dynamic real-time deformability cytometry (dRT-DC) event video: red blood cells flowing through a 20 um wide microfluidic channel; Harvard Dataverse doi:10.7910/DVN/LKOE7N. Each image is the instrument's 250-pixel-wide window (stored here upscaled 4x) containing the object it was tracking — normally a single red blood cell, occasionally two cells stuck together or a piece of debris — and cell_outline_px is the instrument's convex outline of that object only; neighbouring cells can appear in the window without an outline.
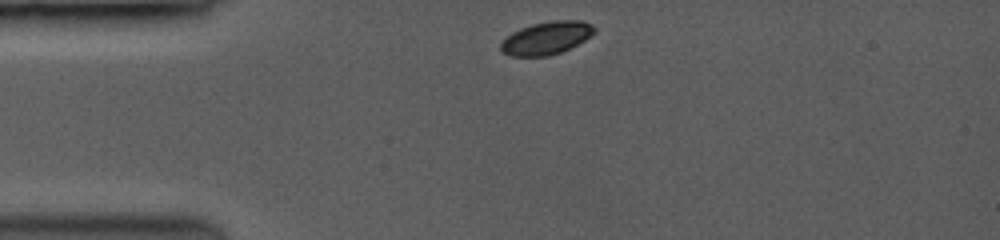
{"species": "common noctule bat (a hibernating species)", "species_latin": "Nyctalus noctula", "temperature_condition": "room temperature", "stored_images_in_passage": 30, "camera_frame_rate_fps": 3500, "um_per_image_px": 0.085, "animal": {"sex": "female", "body_mass_g": 19.0, "forearm_length_mm": 53.3}, "frame": {"image": 1, "passage_image": 1, "time_ms": 0.0, "image_size_px": [1000, 240], "cell_outline_px": [[596, 32], [584, 40], [560, 52], [544, 56], [512, 56], [504, 52], [500, 48], [500, 44], [512, 32], [520, 28], [532, 24], [552, 20], [580, 20], [596, 28]], "centroid_in_image_um": [46.44, 3.22], "position_along_channel_um": 38.6, "area_um2": 17.57}}
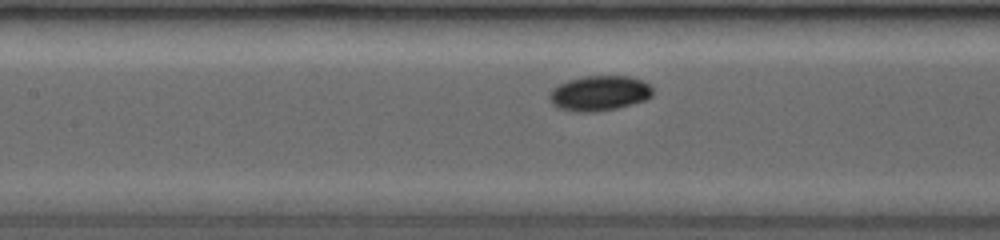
{"frame": {"image": 2, "passage_image": 16, "time_ms": 3.714, "image_size_px": [1000, 240], "cell_outline_px": [[652, 96], [644, 100], [612, 108], [588, 112], [560, 108], [552, 100], [552, 88], [568, 80], [584, 76], [628, 76], [644, 80], [652, 88]], "centroid_in_image_um": [51.0, 7.88], "position_along_channel_um": 156.4, "area_um2": 20.29}}
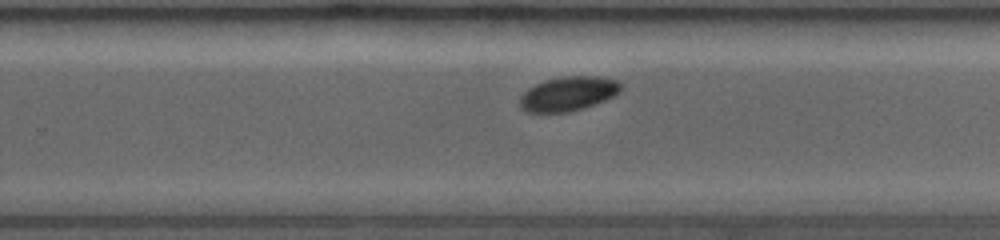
{"frame": {"image": 3, "passage_image": 30, "time_ms": 6.857, "image_size_px": [1000, 240], "cell_outline_px": [[620, 92], [604, 100], [568, 112], [528, 112], [520, 104], [520, 96], [528, 88], [544, 80], [564, 76], [596, 76], [616, 80], [620, 84]], "centroid_in_image_um": [48.27, 7.95], "position_along_channel_um": 281.5, "area_um2": 19.77}}